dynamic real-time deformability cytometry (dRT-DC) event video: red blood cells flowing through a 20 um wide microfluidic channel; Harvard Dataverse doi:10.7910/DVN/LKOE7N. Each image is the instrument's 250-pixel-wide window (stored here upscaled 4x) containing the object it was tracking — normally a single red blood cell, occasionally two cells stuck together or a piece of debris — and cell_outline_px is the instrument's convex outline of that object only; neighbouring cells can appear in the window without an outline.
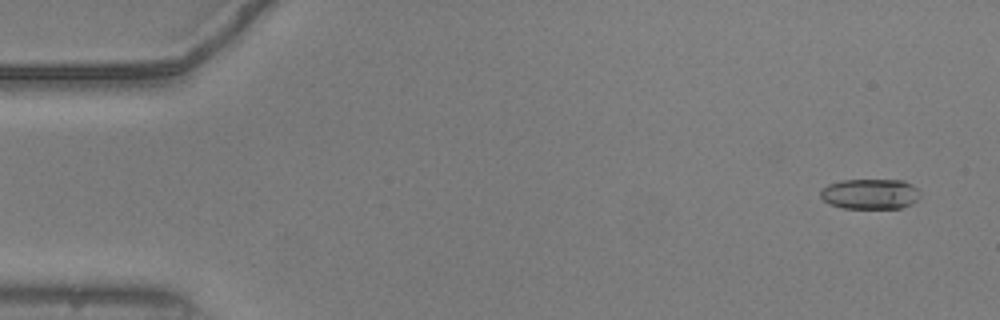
{"species": "common noctule bat (a hibernating species)", "species_latin": "Nyctalus noctula", "temperature_condition": "warm", "stored_images_in_passage": 53, "camera_frame_rate_fps": 3000, "um_per_image_px": 0.085, "animal": {"sex": "male", "body_mass_g": 20.5, "forearm_length_mm": 52.5}, "frame": {"image": 1, "passage_image": 2, "time_ms": 0.333, "image_size_px": [1000, 320], "cell_outline_px": [[920, 196], [912, 204], [900, 208], [840, 208], [824, 200], [820, 196], [820, 188], [828, 184], [840, 180], [904, 180], [912, 184], [920, 192]], "centroid_in_image_um": [73.96, 16.48], "position_along_channel_um": 11.0, "area_um2": 17.74}}
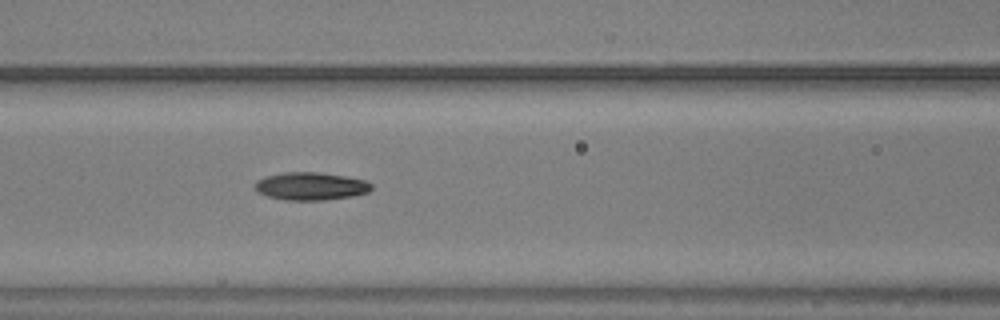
{"frame": {"image": 2, "passage_image": 22, "time_ms": 7.0, "image_size_px": [1000, 320], "cell_outline_px": [[372, 188], [368, 192], [352, 196], [324, 200], [284, 200], [268, 196], [256, 192], [256, 180], [264, 176], [284, 172], [316, 172], [344, 176], [364, 180], [372, 184]], "centroid_in_image_um": [26.39, 15.82], "position_along_channel_um": 140.2, "area_um2": 18.84}}
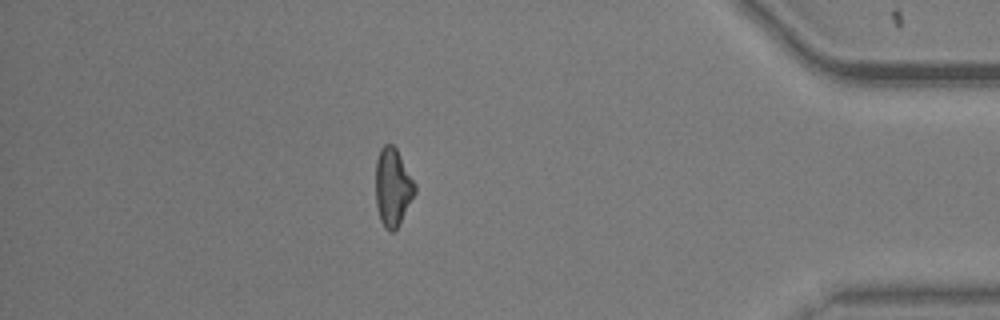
{"frame": {"image": 3, "passage_image": 46, "time_ms": 15.0, "image_size_px": [1000, 320], "cell_outline_px": [[416, 192], [400, 224], [392, 232], [388, 232], [384, 228], [380, 220], [376, 204], [376, 160], [380, 148], [384, 144], [392, 144], [396, 148], [416, 184]], "centroid_in_image_um": [33.38, 15.93], "position_along_channel_um": 401.8, "area_um2": 17.98}, "authors_computed_cell_mechanics": {"area_um2": 18.1492, "velocity_mm_per_s": 3.7835, "shape_relaxation_time_tau1_ms": null, "shape_relaxation_time_tau2_ms": 5.1943, "deformation_change_tau1": null, "deformation_change_tau2": 0.1371}}